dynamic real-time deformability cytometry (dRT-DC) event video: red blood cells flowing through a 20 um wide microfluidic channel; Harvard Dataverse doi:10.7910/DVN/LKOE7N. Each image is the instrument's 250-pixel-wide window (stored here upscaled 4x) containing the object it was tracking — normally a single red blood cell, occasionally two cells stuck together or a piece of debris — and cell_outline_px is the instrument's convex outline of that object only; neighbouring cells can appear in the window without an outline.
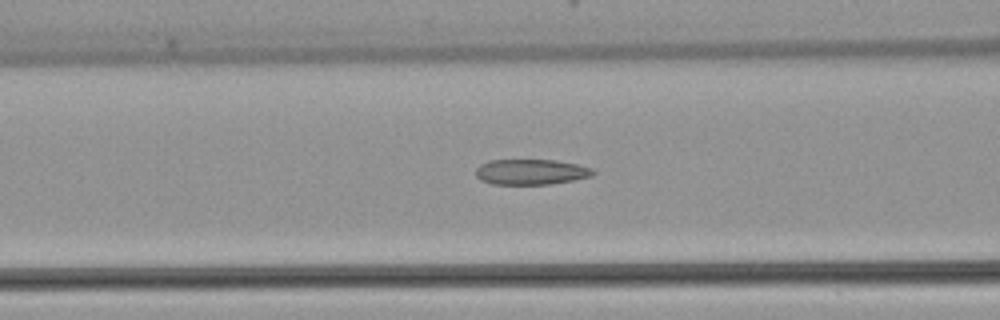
{"species": "common noctule bat (a hibernating species)", "species_latin": "Nyctalus noctula", "temperature_condition": "warm", "stored_images_in_passage": 49, "camera_frame_rate_fps": 3000, "um_per_image_px": 0.085, "animal": {"sex": "female", "body_mass_g": 22.7, "forearm_length_mm": 54.2}, "frame": {"image": 1, "passage_image": 19, "time_ms": 6.0, "image_size_px": [1000, 320], "cell_outline_px": [[596, 172], [592, 176], [552, 184], [492, 184], [480, 180], [476, 176], [476, 168], [480, 164], [488, 160], [556, 160], [576, 164], [592, 168]], "centroid_in_image_um": [45.12, 14.61], "position_along_channel_um": 121.5, "area_um2": 17.46}}
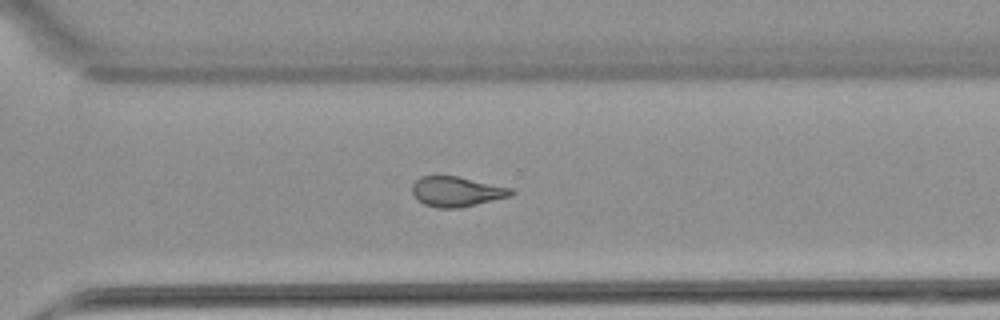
{"frame": {"image": 2, "passage_image": 34, "time_ms": 11.0, "image_size_px": [1000, 320], "cell_outline_px": [[516, 192], [512, 196], [460, 208], [436, 208], [424, 204], [412, 192], [412, 184], [420, 176], [436, 172], [456, 176], [512, 188]], "centroid_in_image_um": [38.79, 16.25], "position_along_channel_um": 331.8, "area_um2": 17.8}}
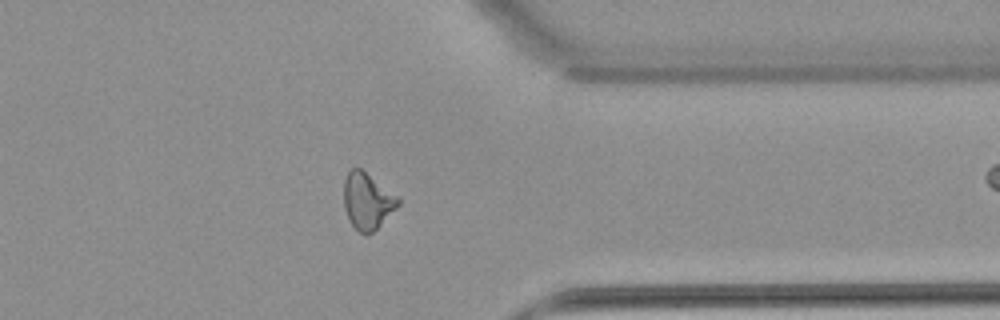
{"frame": {"image": 3, "passage_image": 38, "time_ms": 12.333, "image_size_px": [1000, 320], "cell_outline_px": [[400, 204], [368, 236], [364, 236], [352, 224], [344, 208], [344, 180], [348, 172], [352, 168], [360, 168], [400, 196]], "centroid_in_image_um": [31.24, 17.07], "position_along_channel_um": 380.2, "area_um2": 17.8}}